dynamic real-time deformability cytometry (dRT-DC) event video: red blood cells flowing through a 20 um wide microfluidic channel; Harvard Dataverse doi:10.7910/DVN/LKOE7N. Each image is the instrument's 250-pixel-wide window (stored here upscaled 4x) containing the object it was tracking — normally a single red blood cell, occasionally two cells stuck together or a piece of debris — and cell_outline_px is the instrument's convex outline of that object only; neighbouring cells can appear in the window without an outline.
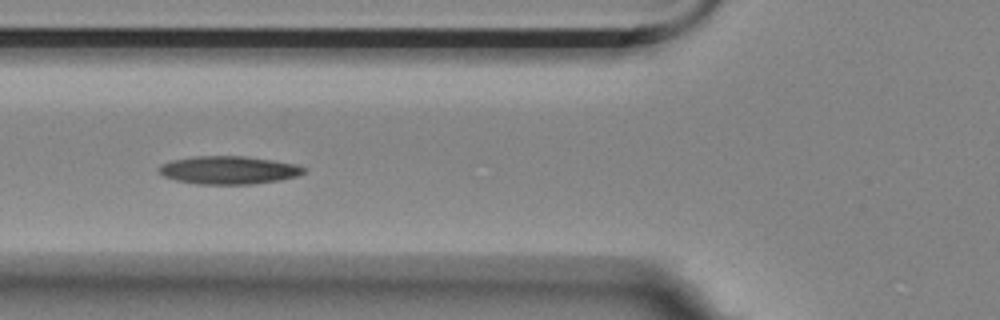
{"species": "Egyptian fruit bat (a non-hibernating species)", "species_latin": "Rousettus aegyptiacus", "temperature_condition": "room temperature", "stored_images_in_passage": 10, "camera_frame_rate_fps": 3000, "um_per_image_px": 0.085, "animal": {"sex": "female"}, "frame": {"image": 1, "passage_image": 5, "time_ms": 1.333, "image_size_px": [1000, 320], "cell_outline_px": [[304, 172], [296, 176], [280, 180], [252, 184], [196, 184], [176, 180], [164, 176], [156, 168], [160, 164], [172, 160], [196, 156], [244, 156], [272, 160], [296, 164], [304, 168]], "centroid_in_image_um": [19.39, 14.46], "position_along_channel_um": 106.4, "area_um2": 23.58}}
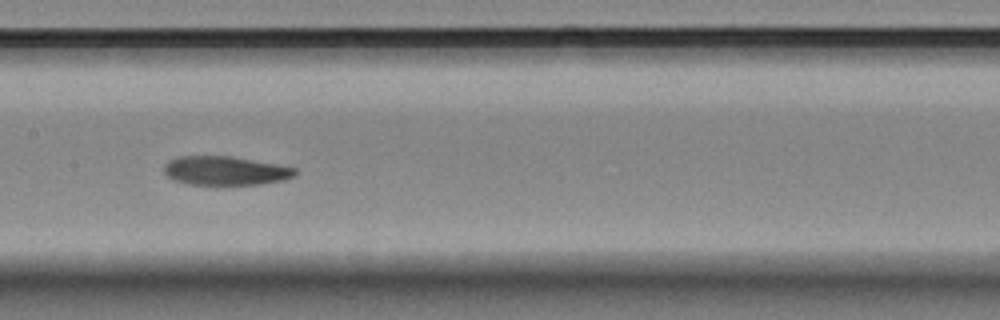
{"frame": {"image": 2, "passage_image": 7, "time_ms": 2.0, "image_size_px": [1000, 320], "cell_outline_px": [[296, 176], [284, 180], [260, 184], [188, 184], [176, 180], [168, 176], [164, 172], [164, 164], [168, 160], [176, 156], [232, 156], [276, 164], [296, 168]], "centroid_in_image_um": [19.15, 14.5], "position_along_channel_um": 188.3, "area_um2": 22.02}}
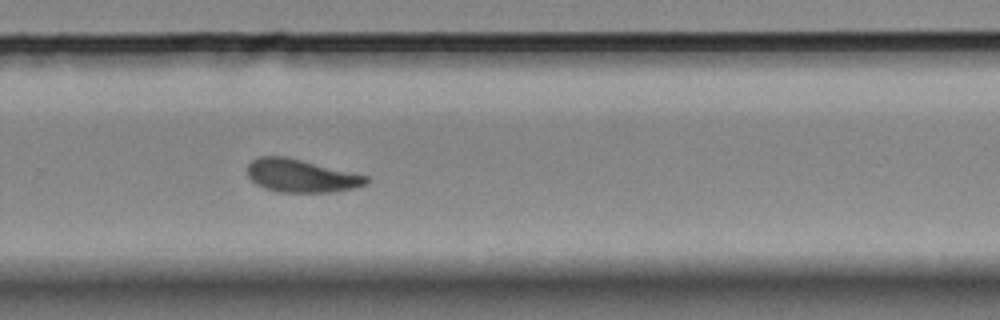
{"frame": {"image": 3, "passage_image": 10, "time_ms": 3.0, "image_size_px": [1000, 320], "cell_outline_px": [[368, 184], [352, 188], [332, 192], [276, 192], [264, 188], [256, 184], [248, 176], [248, 164], [252, 160], [260, 156], [284, 156], [368, 176]], "centroid_in_image_um": [25.57, 14.95], "position_along_channel_um": 304.2, "area_um2": 22.66}}